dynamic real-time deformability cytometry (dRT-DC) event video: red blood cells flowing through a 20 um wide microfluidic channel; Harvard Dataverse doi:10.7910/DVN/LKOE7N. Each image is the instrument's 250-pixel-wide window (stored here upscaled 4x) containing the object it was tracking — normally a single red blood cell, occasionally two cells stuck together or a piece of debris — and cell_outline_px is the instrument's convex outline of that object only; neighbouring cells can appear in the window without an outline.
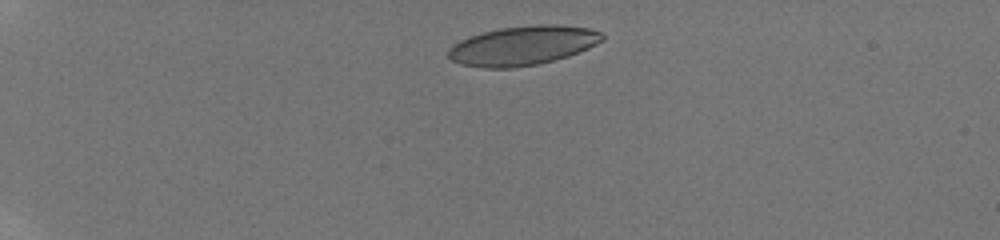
{"species": "human", "species_latin": "Homo sapiens", "temperature_condition": "room temperature", "stored_images_in_passage": 15, "camera_frame_rate_fps": 3000, "um_per_image_px": 0.085, "donor": {"sex": "male"}, "frame": {"image": 1, "passage_image": 2, "time_ms": 1.0, "image_size_px": [1000, 240], "cell_outline_px": [[604, 40], [588, 48], [568, 56], [536, 64], [512, 68], [484, 68], [460, 64], [452, 60], [448, 56], [448, 48], [452, 44], [460, 40], [484, 32], [500, 28], [536, 24], [560, 24], [592, 28], [604, 32]], "centroid_in_image_um": [44.47, 3.86], "position_along_channel_um": 40.5, "area_um2": 35.37}}
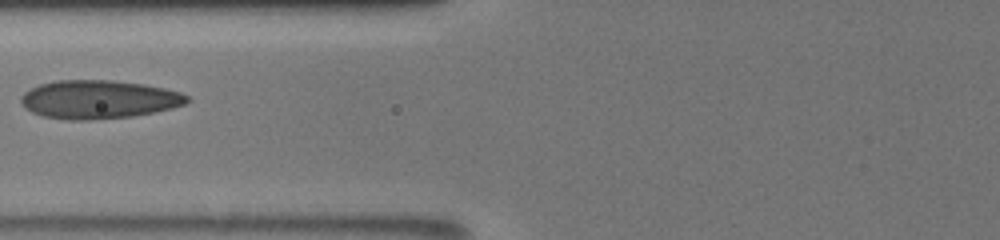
{"frame": {"image": 2, "passage_image": 6, "time_ms": 5.0, "image_size_px": [1000, 240], "cell_outline_px": [[188, 100], [184, 104], [172, 108], [132, 116], [88, 120], [68, 120], [44, 116], [32, 112], [24, 108], [20, 100], [20, 96], [24, 92], [40, 84], [56, 80], [112, 80], [144, 84], [164, 88], [180, 92], [188, 96]], "centroid_in_image_um": [8.35, 8.45], "position_along_channel_um": 117.4, "area_um2": 37.11}}
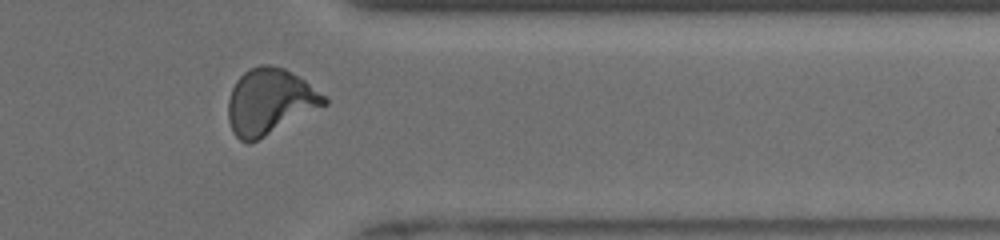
{"frame": {"image": 3, "passage_image": 13, "time_ms": 12.0, "image_size_px": [1000, 240], "cell_outline_px": [[328, 104], [248, 144], [240, 140], [232, 132], [228, 120], [228, 100], [232, 88], [236, 80], [248, 68], [260, 64], [268, 64], [284, 68], [292, 72], [304, 80], [324, 96], [328, 100]], "centroid_in_image_um": [22.89, 8.62], "position_along_channel_um": 388.5, "area_um2": 36.59}, "authors_computed_cell_mechanics": {"area_um2": 35.4314, "velocity_mm_per_s": 3.9078, "shape_relaxation_time_tau1_ms": 5.9557, "shape_relaxation_time_tau2_ms": null, "deformation_change_tau1": 0.1653, "deformation_change_tau2": null}}